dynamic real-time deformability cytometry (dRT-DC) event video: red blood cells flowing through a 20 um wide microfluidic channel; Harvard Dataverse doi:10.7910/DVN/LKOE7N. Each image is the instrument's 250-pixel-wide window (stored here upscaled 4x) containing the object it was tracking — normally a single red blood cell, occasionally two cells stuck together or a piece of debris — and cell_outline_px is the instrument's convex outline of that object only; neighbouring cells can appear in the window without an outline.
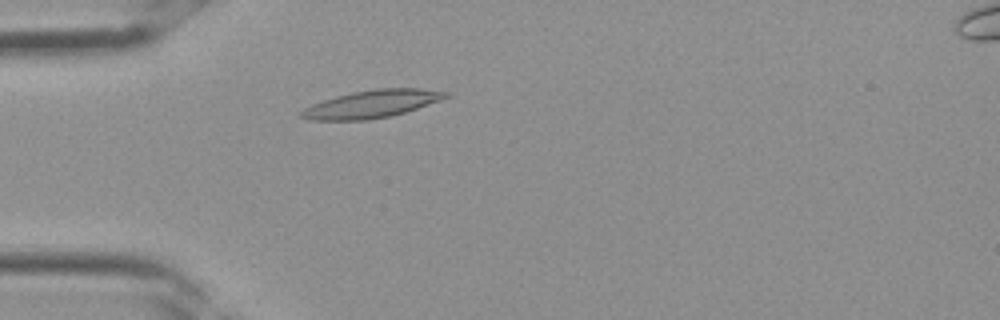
{"species": "Egyptian fruit bat (a non-hibernating species)", "species_latin": "Rousettus aegyptiacus", "temperature_condition": "room temperature", "stored_images_in_passage": 3, "camera_frame_rate_fps": 3000, "um_per_image_px": 0.085, "frame": {"image": 1, "passage_image": 3, "time_ms": 0.667, "image_size_px": [1000, 320], "cell_outline_px": [[452, 96], [392, 116], [368, 120], [308, 120], [300, 116], [300, 112], [304, 108], [312, 104], [336, 96], [352, 92], [376, 88], [420, 88], [452, 92]], "centroid_in_image_um": [31.63, 8.83], "position_along_channel_um": 53.4, "area_um2": 23.35}}